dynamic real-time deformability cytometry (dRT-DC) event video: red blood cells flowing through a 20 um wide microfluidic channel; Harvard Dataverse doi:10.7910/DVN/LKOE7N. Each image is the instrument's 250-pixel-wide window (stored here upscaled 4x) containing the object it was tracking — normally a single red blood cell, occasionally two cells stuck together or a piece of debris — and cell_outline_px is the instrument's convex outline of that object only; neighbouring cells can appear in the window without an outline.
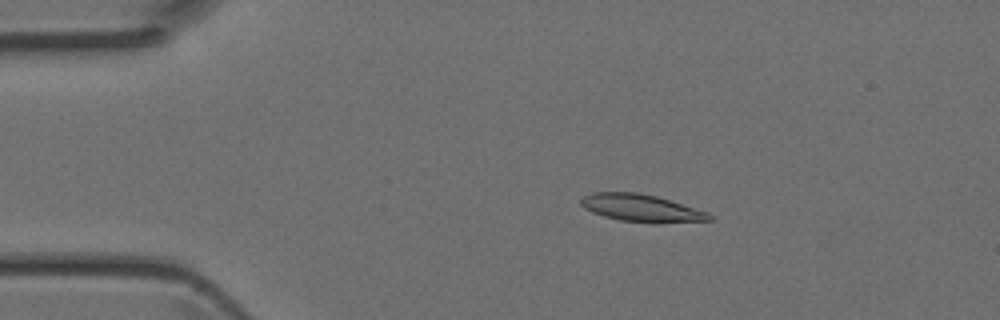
{"species": "Egyptian fruit bat (a non-hibernating species)", "species_latin": "Rousettus aegyptiacus", "temperature_condition": "room temperature", "stored_images_in_passage": 4, "camera_frame_rate_fps": 3000, "um_per_image_px": 0.085, "animal": {"sex": "female"}, "frame": {"image": 1, "passage_image": 2, "time_ms": 0.333, "image_size_px": [1000, 320], "cell_outline_px": [[712, 220], [656, 224], [652, 224], [620, 220], [604, 216], [592, 212], [584, 208], [580, 204], [580, 200], [584, 196], [592, 192], [636, 192], [656, 196], [708, 212], [712, 216]], "centroid_in_image_um": [54.51, 17.7], "position_along_channel_um": 30.5, "area_um2": 20.63}}
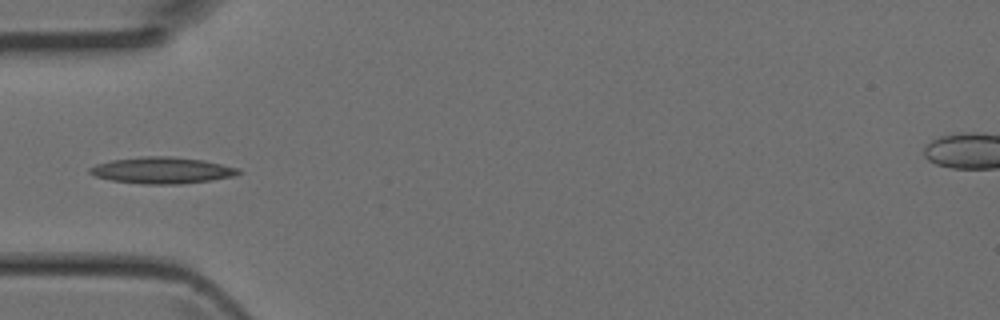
{"frame": {"image": 2, "passage_image": 4, "time_ms": 1.0, "image_size_px": [1000, 320], "cell_outline_px": [[244, 172], [236, 176], [212, 180], [180, 184], [140, 184], [112, 180], [96, 176], [88, 172], [88, 168], [96, 164], [112, 160], [140, 156], [168, 156], [204, 160], [240, 168]], "centroid_in_image_um": [13.82, 14.48], "position_along_channel_um": 71.2, "area_um2": 23.12}}